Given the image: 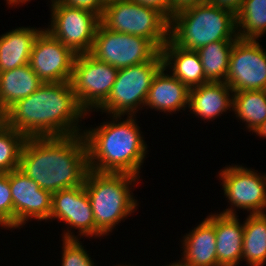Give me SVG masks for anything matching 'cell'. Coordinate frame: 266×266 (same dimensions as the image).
<instances>
[{
    "label": "cell",
    "mask_w": 266,
    "mask_h": 266,
    "mask_svg": "<svg viewBox=\"0 0 266 266\" xmlns=\"http://www.w3.org/2000/svg\"><path fill=\"white\" fill-rule=\"evenodd\" d=\"M76 54L43 29L36 37L30 55V66L43 81H70Z\"/></svg>",
    "instance_id": "cell-14"
},
{
    "label": "cell",
    "mask_w": 266,
    "mask_h": 266,
    "mask_svg": "<svg viewBox=\"0 0 266 266\" xmlns=\"http://www.w3.org/2000/svg\"><path fill=\"white\" fill-rule=\"evenodd\" d=\"M259 137L266 138V120L260 125V127L254 132Z\"/></svg>",
    "instance_id": "cell-34"
},
{
    "label": "cell",
    "mask_w": 266,
    "mask_h": 266,
    "mask_svg": "<svg viewBox=\"0 0 266 266\" xmlns=\"http://www.w3.org/2000/svg\"><path fill=\"white\" fill-rule=\"evenodd\" d=\"M50 1L51 23L45 30L76 55L90 53L100 16L87 9L68 7L58 0Z\"/></svg>",
    "instance_id": "cell-9"
},
{
    "label": "cell",
    "mask_w": 266,
    "mask_h": 266,
    "mask_svg": "<svg viewBox=\"0 0 266 266\" xmlns=\"http://www.w3.org/2000/svg\"><path fill=\"white\" fill-rule=\"evenodd\" d=\"M60 3L73 8H83L90 10L100 17L103 14L106 4L103 0H58Z\"/></svg>",
    "instance_id": "cell-30"
},
{
    "label": "cell",
    "mask_w": 266,
    "mask_h": 266,
    "mask_svg": "<svg viewBox=\"0 0 266 266\" xmlns=\"http://www.w3.org/2000/svg\"><path fill=\"white\" fill-rule=\"evenodd\" d=\"M57 219L64 221L67 229L63 230V239H78L84 237H101L104 236L96 227L94 215L89 197L87 195L84 184L72 188L62 189L52 193V210L49 220ZM69 226V227H68ZM73 230L77 229V235H74Z\"/></svg>",
    "instance_id": "cell-13"
},
{
    "label": "cell",
    "mask_w": 266,
    "mask_h": 266,
    "mask_svg": "<svg viewBox=\"0 0 266 266\" xmlns=\"http://www.w3.org/2000/svg\"><path fill=\"white\" fill-rule=\"evenodd\" d=\"M26 139L25 135L6 124L0 128V173H8L19 168Z\"/></svg>",
    "instance_id": "cell-27"
},
{
    "label": "cell",
    "mask_w": 266,
    "mask_h": 266,
    "mask_svg": "<svg viewBox=\"0 0 266 266\" xmlns=\"http://www.w3.org/2000/svg\"><path fill=\"white\" fill-rule=\"evenodd\" d=\"M236 15L211 3L182 11L169 20V40L189 51L215 41L238 39Z\"/></svg>",
    "instance_id": "cell-5"
},
{
    "label": "cell",
    "mask_w": 266,
    "mask_h": 266,
    "mask_svg": "<svg viewBox=\"0 0 266 266\" xmlns=\"http://www.w3.org/2000/svg\"><path fill=\"white\" fill-rule=\"evenodd\" d=\"M237 35L241 39L259 40L266 34V0H244L236 14Z\"/></svg>",
    "instance_id": "cell-26"
},
{
    "label": "cell",
    "mask_w": 266,
    "mask_h": 266,
    "mask_svg": "<svg viewBox=\"0 0 266 266\" xmlns=\"http://www.w3.org/2000/svg\"><path fill=\"white\" fill-rule=\"evenodd\" d=\"M235 41H215L199 48L198 53L205 78L210 82H225L229 57Z\"/></svg>",
    "instance_id": "cell-25"
},
{
    "label": "cell",
    "mask_w": 266,
    "mask_h": 266,
    "mask_svg": "<svg viewBox=\"0 0 266 266\" xmlns=\"http://www.w3.org/2000/svg\"><path fill=\"white\" fill-rule=\"evenodd\" d=\"M242 260L248 266L266 264V213L248 214L243 222Z\"/></svg>",
    "instance_id": "cell-23"
},
{
    "label": "cell",
    "mask_w": 266,
    "mask_h": 266,
    "mask_svg": "<svg viewBox=\"0 0 266 266\" xmlns=\"http://www.w3.org/2000/svg\"><path fill=\"white\" fill-rule=\"evenodd\" d=\"M183 257L177 262L184 266H219L216 251L214 214L208 215L182 237Z\"/></svg>",
    "instance_id": "cell-16"
},
{
    "label": "cell",
    "mask_w": 266,
    "mask_h": 266,
    "mask_svg": "<svg viewBox=\"0 0 266 266\" xmlns=\"http://www.w3.org/2000/svg\"><path fill=\"white\" fill-rule=\"evenodd\" d=\"M100 23L111 31L146 38L159 51L169 40V20L158 10L131 0L106 4Z\"/></svg>",
    "instance_id": "cell-6"
},
{
    "label": "cell",
    "mask_w": 266,
    "mask_h": 266,
    "mask_svg": "<svg viewBox=\"0 0 266 266\" xmlns=\"http://www.w3.org/2000/svg\"><path fill=\"white\" fill-rule=\"evenodd\" d=\"M18 169L51 193L83 185L89 168L82 133L27 137Z\"/></svg>",
    "instance_id": "cell-2"
},
{
    "label": "cell",
    "mask_w": 266,
    "mask_h": 266,
    "mask_svg": "<svg viewBox=\"0 0 266 266\" xmlns=\"http://www.w3.org/2000/svg\"><path fill=\"white\" fill-rule=\"evenodd\" d=\"M163 67L189 89L206 82L201 59L196 51H189L168 40L161 49Z\"/></svg>",
    "instance_id": "cell-20"
},
{
    "label": "cell",
    "mask_w": 266,
    "mask_h": 266,
    "mask_svg": "<svg viewBox=\"0 0 266 266\" xmlns=\"http://www.w3.org/2000/svg\"><path fill=\"white\" fill-rule=\"evenodd\" d=\"M206 3L208 0H169V20L182 11Z\"/></svg>",
    "instance_id": "cell-31"
},
{
    "label": "cell",
    "mask_w": 266,
    "mask_h": 266,
    "mask_svg": "<svg viewBox=\"0 0 266 266\" xmlns=\"http://www.w3.org/2000/svg\"><path fill=\"white\" fill-rule=\"evenodd\" d=\"M79 240L62 238V266H96Z\"/></svg>",
    "instance_id": "cell-28"
},
{
    "label": "cell",
    "mask_w": 266,
    "mask_h": 266,
    "mask_svg": "<svg viewBox=\"0 0 266 266\" xmlns=\"http://www.w3.org/2000/svg\"><path fill=\"white\" fill-rule=\"evenodd\" d=\"M232 111L249 132H255L266 120V90L233 93Z\"/></svg>",
    "instance_id": "cell-24"
},
{
    "label": "cell",
    "mask_w": 266,
    "mask_h": 266,
    "mask_svg": "<svg viewBox=\"0 0 266 266\" xmlns=\"http://www.w3.org/2000/svg\"><path fill=\"white\" fill-rule=\"evenodd\" d=\"M232 106L233 91L225 82L209 81L190 89L189 112L202 120L213 121L227 110L231 111Z\"/></svg>",
    "instance_id": "cell-18"
},
{
    "label": "cell",
    "mask_w": 266,
    "mask_h": 266,
    "mask_svg": "<svg viewBox=\"0 0 266 266\" xmlns=\"http://www.w3.org/2000/svg\"><path fill=\"white\" fill-rule=\"evenodd\" d=\"M219 172L224 197L231 207L222 214L237 215L236 208L249 214L266 213V175L242 165H228Z\"/></svg>",
    "instance_id": "cell-10"
},
{
    "label": "cell",
    "mask_w": 266,
    "mask_h": 266,
    "mask_svg": "<svg viewBox=\"0 0 266 266\" xmlns=\"http://www.w3.org/2000/svg\"><path fill=\"white\" fill-rule=\"evenodd\" d=\"M114 1H122V0H103V2L105 4H108V3H111V2H114Z\"/></svg>",
    "instance_id": "cell-38"
},
{
    "label": "cell",
    "mask_w": 266,
    "mask_h": 266,
    "mask_svg": "<svg viewBox=\"0 0 266 266\" xmlns=\"http://www.w3.org/2000/svg\"><path fill=\"white\" fill-rule=\"evenodd\" d=\"M137 4L154 8L169 20V0H131Z\"/></svg>",
    "instance_id": "cell-32"
},
{
    "label": "cell",
    "mask_w": 266,
    "mask_h": 266,
    "mask_svg": "<svg viewBox=\"0 0 266 266\" xmlns=\"http://www.w3.org/2000/svg\"><path fill=\"white\" fill-rule=\"evenodd\" d=\"M5 125V111L0 107V128Z\"/></svg>",
    "instance_id": "cell-36"
},
{
    "label": "cell",
    "mask_w": 266,
    "mask_h": 266,
    "mask_svg": "<svg viewBox=\"0 0 266 266\" xmlns=\"http://www.w3.org/2000/svg\"><path fill=\"white\" fill-rule=\"evenodd\" d=\"M162 67L163 58L159 52L149 62L118 69L111 93L97 111L110 116H135L144 106L152 80Z\"/></svg>",
    "instance_id": "cell-7"
},
{
    "label": "cell",
    "mask_w": 266,
    "mask_h": 266,
    "mask_svg": "<svg viewBox=\"0 0 266 266\" xmlns=\"http://www.w3.org/2000/svg\"><path fill=\"white\" fill-rule=\"evenodd\" d=\"M43 81L30 64L0 72V107L6 111L15 102L35 92Z\"/></svg>",
    "instance_id": "cell-22"
},
{
    "label": "cell",
    "mask_w": 266,
    "mask_h": 266,
    "mask_svg": "<svg viewBox=\"0 0 266 266\" xmlns=\"http://www.w3.org/2000/svg\"><path fill=\"white\" fill-rule=\"evenodd\" d=\"M0 226L13 229V200L9 186V172L0 173Z\"/></svg>",
    "instance_id": "cell-29"
},
{
    "label": "cell",
    "mask_w": 266,
    "mask_h": 266,
    "mask_svg": "<svg viewBox=\"0 0 266 266\" xmlns=\"http://www.w3.org/2000/svg\"><path fill=\"white\" fill-rule=\"evenodd\" d=\"M86 112L79 106L70 81L43 83L5 111V124L26 137L81 134Z\"/></svg>",
    "instance_id": "cell-1"
},
{
    "label": "cell",
    "mask_w": 266,
    "mask_h": 266,
    "mask_svg": "<svg viewBox=\"0 0 266 266\" xmlns=\"http://www.w3.org/2000/svg\"><path fill=\"white\" fill-rule=\"evenodd\" d=\"M225 83L233 93L266 90V51L259 41L241 38L235 41Z\"/></svg>",
    "instance_id": "cell-12"
},
{
    "label": "cell",
    "mask_w": 266,
    "mask_h": 266,
    "mask_svg": "<svg viewBox=\"0 0 266 266\" xmlns=\"http://www.w3.org/2000/svg\"><path fill=\"white\" fill-rule=\"evenodd\" d=\"M120 266H131V265H126V264H125V265H121V264H120ZM132 266H134V265H132ZM135 266H136V265H135Z\"/></svg>",
    "instance_id": "cell-39"
},
{
    "label": "cell",
    "mask_w": 266,
    "mask_h": 266,
    "mask_svg": "<svg viewBox=\"0 0 266 266\" xmlns=\"http://www.w3.org/2000/svg\"><path fill=\"white\" fill-rule=\"evenodd\" d=\"M162 67L154 76L144 107L159 112L172 113L184 110L189 105L190 89Z\"/></svg>",
    "instance_id": "cell-17"
},
{
    "label": "cell",
    "mask_w": 266,
    "mask_h": 266,
    "mask_svg": "<svg viewBox=\"0 0 266 266\" xmlns=\"http://www.w3.org/2000/svg\"><path fill=\"white\" fill-rule=\"evenodd\" d=\"M140 177L127 173H100L88 170L84 188L89 197L95 227L105 236L138 209L131 191ZM137 181V182H136Z\"/></svg>",
    "instance_id": "cell-4"
},
{
    "label": "cell",
    "mask_w": 266,
    "mask_h": 266,
    "mask_svg": "<svg viewBox=\"0 0 266 266\" xmlns=\"http://www.w3.org/2000/svg\"><path fill=\"white\" fill-rule=\"evenodd\" d=\"M117 72V68L94 58L90 53L76 55L70 84L86 115L92 110L95 112L107 100Z\"/></svg>",
    "instance_id": "cell-8"
},
{
    "label": "cell",
    "mask_w": 266,
    "mask_h": 266,
    "mask_svg": "<svg viewBox=\"0 0 266 266\" xmlns=\"http://www.w3.org/2000/svg\"><path fill=\"white\" fill-rule=\"evenodd\" d=\"M112 121L85 128L88 168L100 173H127L140 177L148 152L135 116L111 115ZM122 119V121H121ZM120 121V122H119Z\"/></svg>",
    "instance_id": "cell-3"
},
{
    "label": "cell",
    "mask_w": 266,
    "mask_h": 266,
    "mask_svg": "<svg viewBox=\"0 0 266 266\" xmlns=\"http://www.w3.org/2000/svg\"><path fill=\"white\" fill-rule=\"evenodd\" d=\"M237 215L214 214L219 266H239L242 261L244 226Z\"/></svg>",
    "instance_id": "cell-19"
},
{
    "label": "cell",
    "mask_w": 266,
    "mask_h": 266,
    "mask_svg": "<svg viewBox=\"0 0 266 266\" xmlns=\"http://www.w3.org/2000/svg\"><path fill=\"white\" fill-rule=\"evenodd\" d=\"M165 266H184V265H181L178 262H173V263H170L169 265H165Z\"/></svg>",
    "instance_id": "cell-37"
},
{
    "label": "cell",
    "mask_w": 266,
    "mask_h": 266,
    "mask_svg": "<svg viewBox=\"0 0 266 266\" xmlns=\"http://www.w3.org/2000/svg\"><path fill=\"white\" fill-rule=\"evenodd\" d=\"M43 28L18 27L0 35V72L30 62L33 43Z\"/></svg>",
    "instance_id": "cell-21"
},
{
    "label": "cell",
    "mask_w": 266,
    "mask_h": 266,
    "mask_svg": "<svg viewBox=\"0 0 266 266\" xmlns=\"http://www.w3.org/2000/svg\"><path fill=\"white\" fill-rule=\"evenodd\" d=\"M29 1H31V0H6L8 6L11 5V6H13V7H14V6H17V4L20 5V3H21V5H22L23 3L26 4V3H28Z\"/></svg>",
    "instance_id": "cell-35"
},
{
    "label": "cell",
    "mask_w": 266,
    "mask_h": 266,
    "mask_svg": "<svg viewBox=\"0 0 266 266\" xmlns=\"http://www.w3.org/2000/svg\"><path fill=\"white\" fill-rule=\"evenodd\" d=\"M9 186L13 200V228L23 227L28 220H49L52 193L40 188L19 169L9 172ZM27 221V222H26Z\"/></svg>",
    "instance_id": "cell-15"
},
{
    "label": "cell",
    "mask_w": 266,
    "mask_h": 266,
    "mask_svg": "<svg viewBox=\"0 0 266 266\" xmlns=\"http://www.w3.org/2000/svg\"><path fill=\"white\" fill-rule=\"evenodd\" d=\"M160 51L146 38L111 31L99 24L90 54L117 69L151 61Z\"/></svg>",
    "instance_id": "cell-11"
},
{
    "label": "cell",
    "mask_w": 266,
    "mask_h": 266,
    "mask_svg": "<svg viewBox=\"0 0 266 266\" xmlns=\"http://www.w3.org/2000/svg\"><path fill=\"white\" fill-rule=\"evenodd\" d=\"M208 3L227 9L236 15L241 10L244 0H208Z\"/></svg>",
    "instance_id": "cell-33"
}]
</instances>
